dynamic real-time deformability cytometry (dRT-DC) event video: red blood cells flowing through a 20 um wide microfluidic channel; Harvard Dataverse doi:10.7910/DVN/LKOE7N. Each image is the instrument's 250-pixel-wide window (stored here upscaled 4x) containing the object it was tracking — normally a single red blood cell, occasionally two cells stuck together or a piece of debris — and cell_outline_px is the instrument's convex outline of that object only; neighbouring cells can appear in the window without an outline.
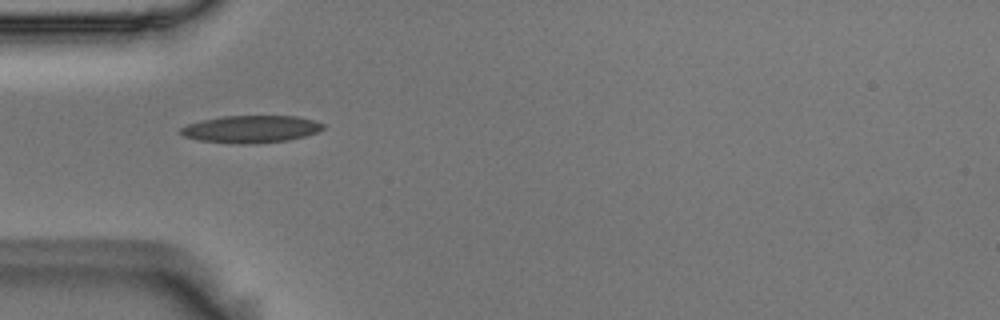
{"species": "Egyptian fruit bat (a non-hibernating species)", "species_latin": "Rousettus aegyptiacus", "temperature_condition": "room temperature", "stored_images_in_passage": 2, "camera_frame_rate_fps": 3000, "um_per_image_px": 0.085, "animal": {"sex": "male"}, "frame": {"image": 1, "passage_image": 2, "time_ms": 0.333, "image_size_px": [1000, 320], "cell_outline_px": [[324, 128], [316, 132], [304, 136], [288, 140], [252, 144], [232, 144], [200, 140], [184, 136], [180, 132], [180, 128], [188, 124], [200, 120], [224, 116], [296, 116], [312, 120], [324, 124]], "centroid_in_image_um": [21.31, 10.98], "position_along_channel_um": 63.7, "area_um2": 22.6}}